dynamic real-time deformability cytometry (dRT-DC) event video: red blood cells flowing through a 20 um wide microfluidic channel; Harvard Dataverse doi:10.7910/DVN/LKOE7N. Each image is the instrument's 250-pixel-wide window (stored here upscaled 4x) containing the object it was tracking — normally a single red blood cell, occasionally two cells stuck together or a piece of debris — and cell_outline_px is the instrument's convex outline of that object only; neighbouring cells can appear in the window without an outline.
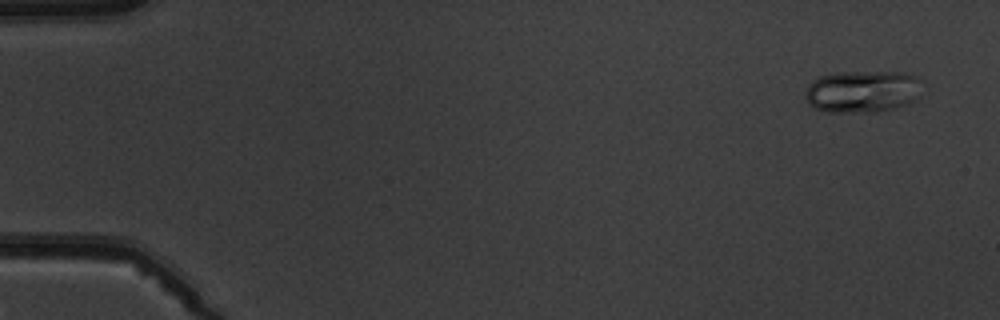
{"species": "common noctule bat (a hibernating species)", "species_latin": "Nyctalus noctula", "temperature_condition": "warm", "stored_images_in_passage": 4, "camera_frame_rate_fps": 3000, "um_per_image_px": 0.085, "animal": {"sex": "male", "body_mass_g": 19.5, "forearm_length_mm": 54.6}, "frame": {"image": 1, "passage_image": 1, "time_ms": 0.0, "image_size_px": [1000, 320], "cell_outline_px": [[920, 96], [916, 100], [908, 104], [896, 108], [876, 112], [824, 112], [808, 104], [804, 96], [804, 92], [808, 84], [812, 80], [820, 76], [840, 72], [900, 72], [912, 76], [920, 80]], "centroid_in_image_um": [73.27, 7.79], "position_along_channel_um": 11.7, "area_um2": 29.02}}